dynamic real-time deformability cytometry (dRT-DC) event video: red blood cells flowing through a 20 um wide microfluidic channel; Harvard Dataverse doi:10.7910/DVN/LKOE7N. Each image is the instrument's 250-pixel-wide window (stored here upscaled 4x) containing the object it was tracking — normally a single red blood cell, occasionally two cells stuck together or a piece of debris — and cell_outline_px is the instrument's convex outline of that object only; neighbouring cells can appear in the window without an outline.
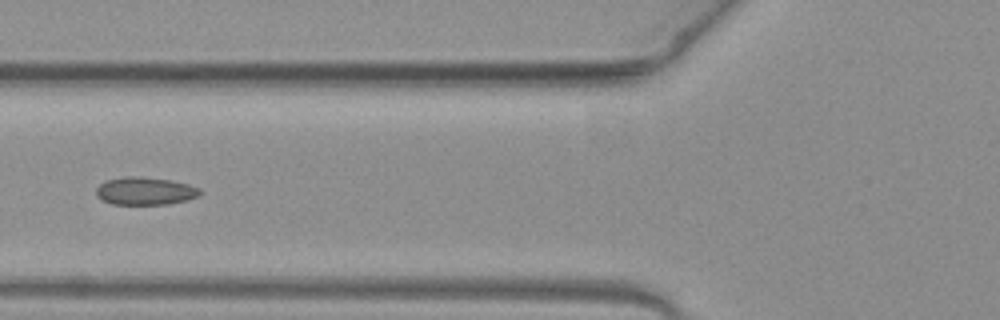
{"species": "common noctule bat (a hibernating species)", "species_latin": "Nyctalus noctula", "temperature_condition": "warm", "stored_images_in_passage": 23, "camera_frame_rate_fps": 3000, "um_per_image_px": 0.085, "animal": {"sex": "female", "body_mass_g": 19.3, "forearm_length_mm": 54.1}, "frame": {"image": 1, "passage_image": 20, "time_ms": 6.333, "image_size_px": [1000, 320], "cell_outline_px": [[200, 196], [168, 204], [112, 204], [96, 196], [96, 188], [104, 180], [124, 176], [140, 176], [172, 180], [188, 184], [200, 188]], "centroid_in_image_um": [12.32, 16.22], "position_along_channel_um": 113.5, "area_um2": 16.88}}